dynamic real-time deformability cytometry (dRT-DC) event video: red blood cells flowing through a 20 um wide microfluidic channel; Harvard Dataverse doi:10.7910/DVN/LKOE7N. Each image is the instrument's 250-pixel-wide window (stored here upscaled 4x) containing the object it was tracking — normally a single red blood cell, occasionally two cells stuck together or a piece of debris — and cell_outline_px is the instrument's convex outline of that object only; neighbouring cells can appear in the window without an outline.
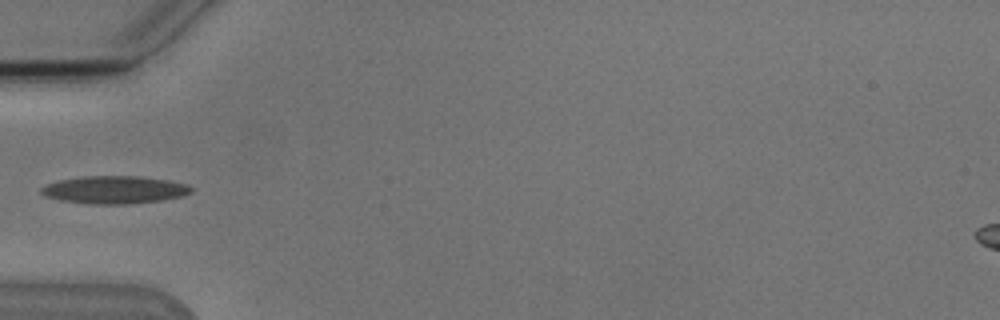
{"species": "Egyptian fruit bat (a non-hibernating species)", "species_latin": "Rousettus aegyptiacus", "temperature_condition": "cold", "stored_images_in_passage": 3, "camera_frame_rate_fps": 3000, "um_per_image_px": 0.085, "animal": {"sex": "male"}, "frame": {"image": 1, "passage_image": 1, "time_ms": 0.0, "image_size_px": [1000, 320], "cell_outline_px": [[192, 192], [184, 196], [160, 200], [128, 204], [88, 204], [60, 200], [44, 196], [40, 192], [40, 188], [48, 184], [60, 180], [84, 176], [140, 176], [168, 180], [188, 184], [192, 188]], "centroid_in_image_um": [9.74, 16.13], "position_along_channel_um": 75.3, "area_um2": 24.28}}
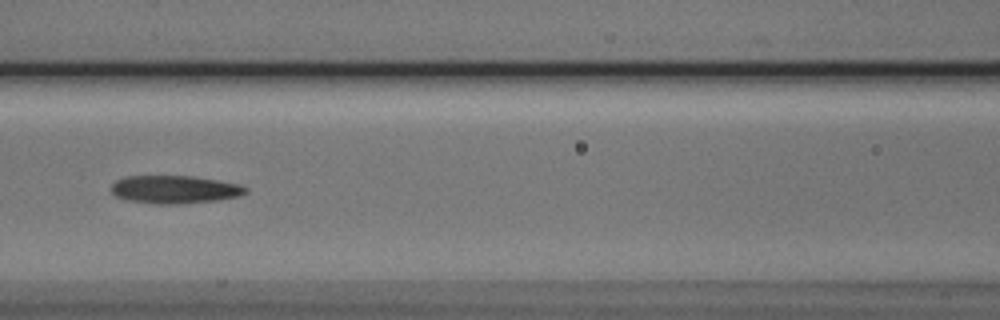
{"frame": {"image": 2, "passage_image": 3, "time_ms": 2.0, "image_size_px": [1000, 320], "cell_outline_px": [[248, 192], [240, 196], [216, 200], [184, 204], [156, 204], [128, 200], [116, 196], [112, 192], [112, 184], [116, 180], [124, 176], [192, 176], [240, 184], [248, 188]], "centroid_in_image_um": [14.86, 16.11], "position_along_channel_um": 151.7, "area_um2": 21.96}}